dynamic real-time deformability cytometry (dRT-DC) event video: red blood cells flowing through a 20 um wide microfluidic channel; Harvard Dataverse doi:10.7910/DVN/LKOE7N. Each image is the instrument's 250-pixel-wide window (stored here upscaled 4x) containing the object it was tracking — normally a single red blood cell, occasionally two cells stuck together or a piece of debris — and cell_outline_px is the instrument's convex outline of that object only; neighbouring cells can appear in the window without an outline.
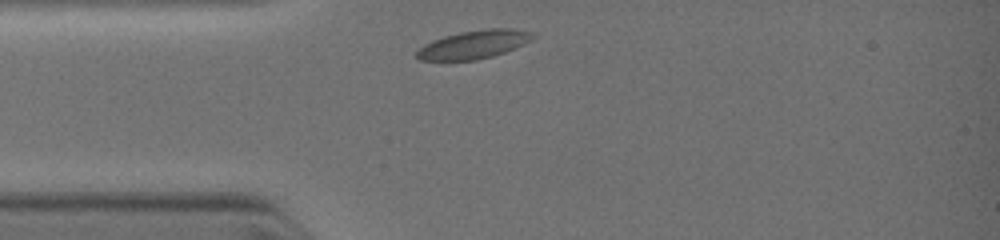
{"species": "common noctule bat (a hibernating species)", "species_latin": "Nyctalus noctula", "temperature_condition": "warm", "stored_images_in_passage": 8, "camera_frame_rate_fps": 3000, "um_per_image_px": 0.085, "animal": {"sex": "female", "body_mass_g": 19.0, "forearm_length_mm": 51.5}, "frame": {"image": 1, "passage_image": 1, "time_ms": 0.0, "image_size_px": [1000, 240], "cell_outline_px": [[536, 36], [532, 40], [524, 44], [504, 52], [492, 56], [476, 60], [420, 60], [416, 56], [416, 52], [424, 44], [432, 40], [444, 36], [460, 32], [488, 28], [512, 28], [536, 32]], "centroid_in_image_um": [40.32, 3.76], "position_along_channel_um": 44.7, "area_um2": 19.25}}
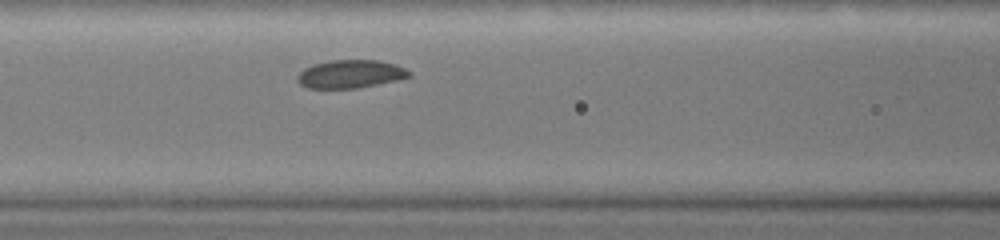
{"frame": {"image": 2, "passage_image": 6, "time_ms": 2.0, "image_size_px": [1000, 240], "cell_outline_px": [[412, 76], [396, 80], [356, 88], [308, 88], [300, 84], [296, 80], [296, 76], [304, 68], [312, 64], [328, 60], [376, 60], [396, 64], [412, 72]], "centroid_in_image_um": [29.76, 6.28], "position_along_channel_um": 136.8, "area_um2": 18.38}}
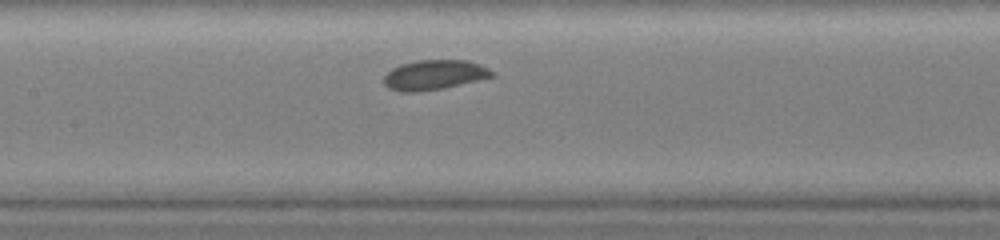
{"frame": {"image": 3, "passage_image": 8, "time_ms": 2.667, "image_size_px": [1000, 240], "cell_outline_px": [[492, 76], [444, 88], [420, 92], [400, 92], [388, 88], [384, 84], [384, 76], [392, 68], [400, 64], [420, 60], [468, 60], [488, 68], [492, 72]], "centroid_in_image_um": [36.84, 6.37], "position_along_channel_um": 170.6, "area_um2": 18.61}}